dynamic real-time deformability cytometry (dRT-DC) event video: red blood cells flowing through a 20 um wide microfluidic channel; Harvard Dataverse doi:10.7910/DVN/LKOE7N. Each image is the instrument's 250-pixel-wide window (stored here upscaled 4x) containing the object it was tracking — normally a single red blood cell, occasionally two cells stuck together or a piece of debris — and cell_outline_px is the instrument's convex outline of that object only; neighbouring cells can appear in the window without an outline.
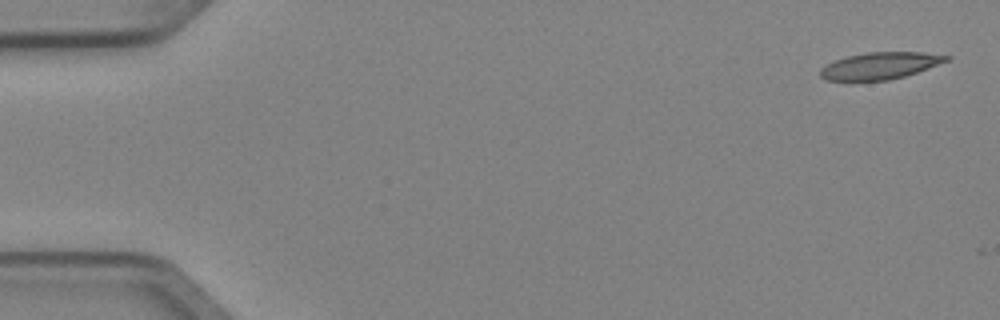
{"species": "Egyptian fruit bat (a non-hibernating species)", "species_latin": "Rousettus aegyptiacus", "temperature_condition": "cold", "stored_images_in_passage": 6, "camera_frame_rate_fps": 3000, "um_per_image_px": 0.085, "animal": {"sex": "female"}, "frame": {"image": 1, "passage_image": 1, "time_ms": 0.0, "image_size_px": [1000, 320], "cell_outline_px": [[952, 56], [948, 60], [916, 72], [904, 76], [888, 80], [824, 80], [820, 76], [820, 68], [836, 60], [848, 56], [868, 52], [920, 52]], "centroid_in_image_um": [74.78, 5.58], "position_along_channel_um": 10.2, "area_um2": 19.36}}
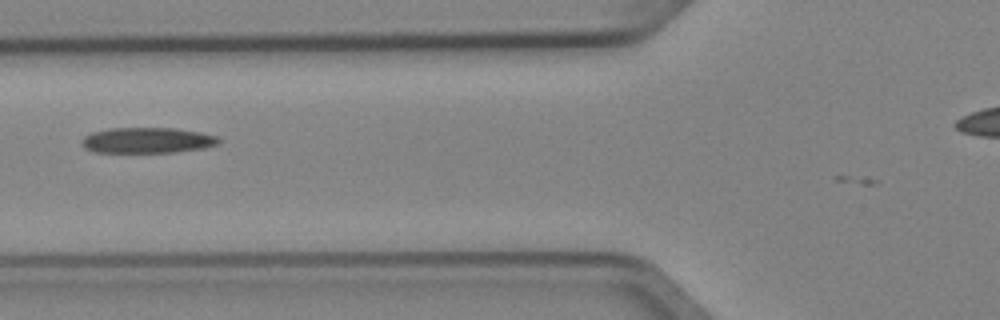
{"frame": {"image": 2, "passage_image": 6, "time_ms": 1.667, "image_size_px": [1000, 320], "cell_outline_px": [[220, 144], [204, 148], [172, 152], [96, 152], [84, 148], [80, 140], [84, 136], [92, 132], [108, 128], [176, 128], [200, 132], [220, 136]], "centroid_in_image_um": [12.54, 11.92], "position_along_channel_um": 113.3, "area_um2": 20.63}}